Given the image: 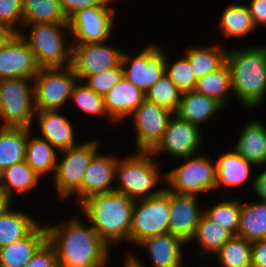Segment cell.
Returning a JSON list of instances; mask_svg holds the SVG:
<instances>
[{
    "label": "cell",
    "mask_w": 266,
    "mask_h": 267,
    "mask_svg": "<svg viewBox=\"0 0 266 267\" xmlns=\"http://www.w3.org/2000/svg\"><path fill=\"white\" fill-rule=\"evenodd\" d=\"M174 112L144 100L127 119L132 120L136 151H152L162 140Z\"/></svg>",
    "instance_id": "13"
},
{
    "label": "cell",
    "mask_w": 266,
    "mask_h": 267,
    "mask_svg": "<svg viewBox=\"0 0 266 267\" xmlns=\"http://www.w3.org/2000/svg\"><path fill=\"white\" fill-rule=\"evenodd\" d=\"M252 242L233 236L214 255L219 267H251Z\"/></svg>",
    "instance_id": "37"
},
{
    "label": "cell",
    "mask_w": 266,
    "mask_h": 267,
    "mask_svg": "<svg viewBox=\"0 0 266 267\" xmlns=\"http://www.w3.org/2000/svg\"><path fill=\"white\" fill-rule=\"evenodd\" d=\"M62 113L56 111H35L34 126L38 128V136L50 142L58 151L78 146L82 141L77 142L76 131L73 121ZM37 124V125H36Z\"/></svg>",
    "instance_id": "20"
},
{
    "label": "cell",
    "mask_w": 266,
    "mask_h": 267,
    "mask_svg": "<svg viewBox=\"0 0 266 267\" xmlns=\"http://www.w3.org/2000/svg\"><path fill=\"white\" fill-rule=\"evenodd\" d=\"M47 241V229L41 223L29 236L0 248V267H24Z\"/></svg>",
    "instance_id": "24"
},
{
    "label": "cell",
    "mask_w": 266,
    "mask_h": 267,
    "mask_svg": "<svg viewBox=\"0 0 266 267\" xmlns=\"http://www.w3.org/2000/svg\"><path fill=\"white\" fill-rule=\"evenodd\" d=\"M224 46L222 42H215L207 46L193 45L184 49L186 53L183 55L188 59L197 80L218 70L226 63L228 47Z\"/></svg>",
    "instance_id": "30"
},
{
    "label": "cell",
    "mask_w": 266,
    "mask_h": 267,
    "mask_svg": "<svg viewBox=\"0 0 266 267\" xmlns=\"http://www.w3.org/2000/svg\"><path fill=\"white\" fill-rule=\"evenodd\" d=\"M124 264L122 267H144L127 250L124 252Z\"/></svg>",
    "instance_id": "49"
},
{
    "label": "cell",
    "mask_w": 266,
    "mask_h": 267,
    "mask_svg": "<svg viewBox=\"0 0 266 267\" xmlns=\"http://www.w3.org/2000/svg\"><path fill=\"white\" fill-rule=\"evenodd\" d=\"M1 127L32 128L35 108L33 78L0 80Z\"/></svg>",
    "instance_id": "9"
},
{
    "label": "cell",
    "mask_w": 266,
    "mask_h": 267,
    "mask_svg": "<svg viewBox=\"0 0 266 267\" xmlns=\"http://www.w3.org/2000/svg\"><path fill=\"white\" fill-rule=\"evenodd\" d=\"M119 155L100 150L92 157L84 174L81 188L74 194L75 205L96 194H106L115 190L116 167Z\"/></svg>",
    "instance_id": "16"
},
{
    "label": "cell",
    "mask_w": 266,
    "mask_h": 267,
    "mask_svg": "<svg viewBox=\"0 0 266 267\" xmlns=\"http://www.w3.org/2000/svg\"><path fill=\"white\" fill-rule=\"evenodd\" d=\"M0 112H1V92H0Z\"/></svg>",
    "instance_id": "51"
},
{
    "label": "cell",
    "mask_w": 266,
    "mask_h": 267,
    "mask_svg": "<svg viewBox=\"0 0 266 267\" xmlns=\"http://www.w3.org/2000/svg\"><path fill=\"white\" fill-rule=\"evenodd\" d=\"M135 200L116 191L88 197L77 207L84 219L111 248L130 244Z\"/></svg>",
    "instance_id": "2"
},
{
    "label": "cell",
    "mask_w": 266,
    "mask_h": 267,
    "mask_svg": "<svg viewBox=\"0 0 266 267\" xmlns=\"http://www.w3.org/2000/svg\"><path fill=\"white\" fill-rule=\"evenodd\" d=\"M71 102L80 113L107 118L108 123L117 124L106 111L104 96L94 92L84 81L78 80L75 84L70 104Z\"/></svg>",
    "instance_id": "36"
},
{
    "label": "cell",
    "mask_w": 266,
    "mask_h": 267,
    "mask_svg": "<svg viewBox=\"0 0 266 267\" xmlns=\"http://www.w3.org/2000/svg\"><path fill=\"white\" fill-rule=\"evenodd\" d=\"M115 8V6L90 7L73 14L68 19L72 44L105 42L111 39L117 28Z\"/></svg>",
    "instance_id": "11"
},
{
    "label": "cell",
    "mask_w": 266,
    "mask_h": 267,
    "mask_svg": "<svg viewBox=\"0 0 266 267\" xmlns=\"http://www.w3.org/2000/svg\"><path fill=\"white\" fill-rule=\"evenodd\" d=\"M155 43H148L133 56L124 51L122 57L124 76L144 93L165 74L167 50Z\"/></svg>",
    "instance_id": "12"
},
{
    "label": "cell",
    "mask_w": 266,
    "mask_h": 267,
    "mask_svg": "<svg viewBox=\"0 0 266 267\" xmlns=\"http://www.w3.org/2000/svg\"><path fill=\"white\" fill-rule=\"evenodd\" d=\"M124 76L122 63L97 74L88 76L84 82L97 94L104 96Z\"/></svg>",
    "instance_id": "41"
},
{
    "label": "cell",
    "mask_w": 266,
    "mask_h": 267,
    "mask_svg": "<svg viewBox=\"0 0 266 267\" xmlns=\"http://www.w3.org/2000/svg\"><path fill=\"white\" fill-rule=\"evenodd\" d=\"M24 267H59L54 247L47 241Z\"/></svg>",
    "instance_id": "43"
},
{
    "label": "cell",
    "mask_w": 266,
    "mask_h": 267,
    "mask_svg": "<svg viewBox=\"0 0 266 267\" xmlns=\"http://www.w3.org/2000/svg\"><path fill=\"white\" fill-rule=\"evenodd\" d=\"M78 82L72 66L41 68L33 78L35 111L63 110Z\"/></svg>",
    "instance_id": "8"
},
{
    "label": "cell",
    "mask_w": 266,
    "mask_h": 267,
    "mask_svg": "<svg viewBox=\"0 0 266 267\" xmlns=\"http://www.w3.org/2000/svg\"><path fill=\"white\" fill-rule=\"evenodd\" d=\"M222 11L218 18L217 28L223 37L243 38L257 29L246 4L233 1Z\"/></svg>",
    "instance_id": "31"
},
{
    "label": "cell",
    "mask_w": 266,
    "mask_h": 267,
    "mask_svg": "<svg viewBox=\"0 0 266 267\" xmlns=\"http://www.w3.org/2000/svg\"><path fill=\"white\" fill-rule=\"evenodd\" d=\"M216 160V190H224L236 188L252 182L250 187H253L252 168H255L251 163L245 160L234 149L226 150L225 153L218 155ZM252 179V181H250ZM247 181V182H246Z\"/></svg>",
    "instance_id": "22"
},
{
    "label": "cell",
    "mask_w": 266,
    "mask_h": 267,
    "mask_svg": "<svg viewBox=\"0 0 266 267\" xmlns=\"http://www.w3.org/2000/svg\"><path fill=\"white\" fill-rule=\"evenodd\" d=\"M194 91L209 97H213L224 106L233 101L231 71L227 63L218 70L208 73L197 80ZM233 96V97H232Z\"/></svg>",
    "instance_id": "34"
},
{
    "label": "cell",
    "mask_w": 266,
    "mask_h": 267,
    "mask_svg": "<svg viewBox=\"0 0 266 267\" xmlns=\"http://www.w3.org/2000/svg\"><path fill=\"white\" fill-rule=\"evenodd\" d=\"M227 108L218 100L195 91L183 92L182 99L176 111V115L192 124L204 127V123L210 119H215L214 116L221 109Z\"/></svg>",
    "instance_id": "25"
},
{
    "label": "cell",
    "mask_w": 266,
    "mask_h": 267,
    "mask_svg": "<svg viewBox=\"0 0 266 267\" xmlns=\"http://www.w3.org/2000/svg\"><path fill=\"white\" fill-rule=\"evenodd\" d=\"M168 55L166 53L165 73L182 92L194 91L197 78L188 59L183 55L173 62Z\"/></svg>",
    "instance_id": "40"
},
{
    "label": "cell",
    "mask_w": 266,
    "mask_h": 267,
    "mask_svg": "<svg viewBox=\"0 0 266 267\" xmlns=\"http://www.w3.org/2000/svg\"><path fill=\"white\" fill-rule=\"evenodd\" d=\"M83 220L85 219L77 214L63 223L45 224L48 242L55 249L59 267L110 266L108 264L111 262L113 249Z\"/></svg>",
    "instance_id": "1"
},
{
    "label": "cell",
    "mask_w": 266,
    "mask_h": 267,
    "mask_svg": "<svg viewBox=\"0 0 266 267\" xmlns=\"http://www.w3.org/2000/svg\"><path fill=\"white\" fill-rule=\"evenodd\" d=\"M22 21L23 0H0V23L9 26L16 33H20Z\"/></svg>",
    "instance_id": "42"
},
{
    "label": "cell",
    "mask_w": 266,
    "mask_h": 267,
    "mask_svg": "<svg viewBox=\"0 0 266 267\" xmlns=\"http://www.w3.org/2000/svg\"><path fill=\"white\" fill-rule=\"evenodd\" d=\"M233 236L230 231L203 214L197 225L194 237L190 240L188 246L190 247V244L196 242L195 244L200 248L199 252H197V258L201 261L203 259L209 260V256H214Z\"/></svg>",
    "instance_id": "29"
},
{
    "label": "cell",
    "mask_w": 266,
    "mask_h": 267,
    "mask_svg": "<svg viewBox=\"0 0 266 267\" xmlns=\"http://www.w3.org/2000/svg\"><path fill=\"white\" fill-rule=\"evenodd\" d=\"M29 128L0 126V172L26 160Z\"/></svg>",
    "instance_id": "32"
},
{
    "label": "cell",
    "mask_w": 266,
    "mask_h": 267,
    "mask_svg": "<svg viewBox=\"0 0 266 267\" xmlns=\"http://www.w3.org/2000/svg\"><path fill=\"white\" fill-rule=\"evenodd\" d=\"M13 202L6 196L4 191L0 188V213L3 212Z\"/></svg>",
    "instance_id": "50"
},
{
    "label": "cell",
    "mask_w": 266,
    "mask_h": 267,
    "mask_svg": "<svg viewBox=\"0 0 266 267\" xmlns=\"http://www.w3.org/2000/svg\"><path fill=\"white\" fill-rule=\"evenodd\" d=\"M238 136L233 149L255 168L264 167L266 165L265 122L255 118L249 119Z\"/></svg>",
    "instance_id": "23"
},
{
    "label": "cell",
    "mask_w": 266,
    "mask_h": 267,
    "mask_svg": "<svg viewBox=\"0 0 266 267\" xmlns=\"http://www.w3.org/2000/svg\"><path fill=\"white\" fill-rule=\"evenodd\" d=\"M35 133L38 131L35 132L29 128L26 162L41 178H44L46 174L53 177L59 151L50 142Z\"/></svg>",
    "instance_id": "28"
},
{
    "label": "cell",
    "mask_w": 266,
    "mask_h": 267,
    "mask_svg": "<svg viewBox=\"0 0 266 267\" xmlns=\"http://www.w3.org/2000/svg\"><path fill=\"white\" fill-rule=\"evenodd\" d=\"M13 205L0 213V248L29 236L41 224V220Z\"/></svg>",
    "instance_id": "26"
},
{
    "label": "cell",
    "mask_w": 266,
    "mask_h": 267,
    "mask_svg": "<svg viewBox=\"0 0 266 267\" xmlns=\"http://www.w3.org/2000/svg\"><path fill=\"white\" fill-rule=\"evenodd\" d=\"M200 196L180 195L170 191L169 232L187 243L194 237L197 225L204 214Z\"/></svg>",
    "instance_id": "19"
},
{
    "label": "cell",
    "mask_w": 266,
    "mask_h": 267,
    "mask_svg": "<svg viewBox=\"0 0 266 267\" xmlns=\"http://www.w3.org/2000/svg\"><path fill=\"white\" fill-rule=\"evenodd\" d=\"M109 42L72 44L71 66L79 81L122 63L124 50L107 44Z\"/></svg>",
    "instance_id": "14"
},
{
    "label": "cell",
    "mask_w": 266,
    "mask_h": 267,
    "mask_svg": "<svg viewBox=\"0 0 266 267\" xmlns=\"http://www.w3.org/2000/svg\"><path fill=\"white\" fill-rule=\"evenodd\" d=\"M263 171H260L253 177V193L257 197V200L266 201V165L260 168Z\"/></svg>",
    "instance_id": "47"
},
{
    "label": "cell",
    "mask_w": 266,
    "mask_h": 267,
    "mask_svg": "<svg viewBox=\"0 0 266 267\" xmlns=\"http://www.w3.org/2000/svg\"><path fill=\"white\" fill-rule=\"evenodd\" d=\"M100 139L89 138L76 147L59 151L51 183L62 202L69 200L81 188L89 162L102 146Z\"/></svg>",
    "instance_id": "7"
},
{
    "label": "cell",
    "mask_w": 266,
    "mask_h": 267,
    "mask_svg": "<svg viewBox=\"0 0 266 267\" xmlns=\"http://www.w3.org/2000/svg\"><path fill=\"white\" fill-rule=\"evenodd\" d=\"M179 160L177 163H182L165 171V187L169 191L204 196L207 191L210 193L216 189L217 170L213 158L202 152Z\"/></svg>",
    "instance_id": "6"
},
{
    "label": "cell",
    "mask_w": 266,
    "mask_h": 267,
    "mask_svg": "<svg viewBox=\"0 0 266 267\" xmlns=\"http://www.w3.org/2000/svg\"><path fill=\"white\" fill-rule=\"evenodd\" d=\"M239 48H228L226 57L232 91L242 107L255 110L266 97V44Z\"/></svg>",
    "instance_id": "3"
},
{
    "label": "cell",
    "mask_w": 266,
    "mask_h": 267,
    "mask_svg": "<svg viewBox=\"0 0 266 267\" xmlns=\"http://www.w3.org/2000/svg\"><path fill=\"white\" fill-rule=\"evenodd\" d=\"M114 1L118 0H60V4L65 16L69 19L79 10L98 6H114L112 5Z\"/></svg>",
    "instance_id": "44"
},
{
    "label": "cell",
    "mask_w": 266,
    "mask_h": 267,
    "mask_svg": "<svg viewBox=\"0 0 266 267\" xmlns=\"http://www.w3.org/2000/svg\"><path fill=\"white\" fill-rule=\"evenodd\" d=\"M132 153L118 159L114 191L133 200L160 194L165 189L166 182L165 172L160 167L161 161H157L158 158L151 151ZM161 182H164L163 187H160Z\"/></svg>",
    "instance_id": "4"
},
{
    "label": "cell",
    "mask_w": 266,
    "mask_h": 267,
    "mask_svg": "<svg viewBox=\"0 0 266 267\" xmlns=\"http://www.w3.org/2000/svg\"><path fill=\"white\" fill-rule=\"evenodd\" d=\"M24 29L19 34L33 51L41 68L71 66L72 40L68 23L22 25Z\"/></svg>",
    "instance_id": "5"
},
{
    "label": "cell",
    "mask_w": 266,
    "mask_h": 267,
    "mask_svg": "<svg viewBox=\"0 0 266 267\" xmlns=\"http://www.w3.org/2000/svg\"><path fill=\"white\" fill-rule=\"evenodd\" d=\"M170 191L135 200L130 243L135 246L155 235L169 232Z\"/></svg>",
    "instance_id": "10"
},
{
    "label": "cell",
    "mask_w": 266,
    "mask_h": 267,
    "mask_svg": "<svg viewBox=\"0 0 266 267\" xmlns=\"http://www.w3.org/2000/svg\"><path fill=\"white\" fill-rule=\"evenodd\" d=\"M40 69L33 51L19 33L0 48V80L34 78Z\"/></svg>",
    "instance_id": "18"
},
{
    "label": "cell",
    "mask_w": 266,
    "mask_h": 267,
    "mask_svg": "<svg viewBox=\"0 0 266 267\" xmlns=\"http://www.w3.org/2000/svg\"><path fill=\"white\" fill-rule=\"evenodd\" d=\"M204 214L237 236L240 224L241 201L238 198L222 199L204 208Z\"/></svg>",
    "instance_id": "38"
},
{
    "label": "cell",
    "mask_w": 266,
    "mask_h": 267,
    "mask_svg": "<svg viewBox=\"0 0 266 267\" xmlns=\"http://www.w3.org/2000/svg\"><path fill=\"white\" fill-rule=\"evenodd\" d=\"M68 23L60 0H23L22 25Z\"/></svg>",
    "instance_id": "35"
},
{
    "label": "cell",
    "mask_w": 266,
    "mask_h": 267,
    "mask_svg": "<svg viewBox=\"0 0 266 267\" xmlns=\"http://www.w3.org/2000/svg\"><path fill=\"white\" fill-rule=\"evenodd\" d=\"M15 34L16 32L9 26L0 23V48L4 46Z\"/></svg>",
    "instance_id": "48"
},
{
    "label": "cell",
    "mask_w": 266,
    "mask_h": 267,
    "mask_svg": "<svg viewBox=\"0 0 266 267\" xmlns=\"http://www.w3.org/2000/svg\"><path fill=\"white\" fill-rule=\"evenodd\" d=\"M144 100L145 93L125 76L104 95L106 111L119 125L126 121Z\"/></svg>",
    "instance_id": "21"
},
{
    "label": "cell",
    "mask_w": 266,
    "mask_h": 267,
    "mask_svg": "<svg viewBox=\"0 0 266 267\" xmlns=\"http://www.w3.org/2000/svg\"><path fill=\"white\" fill-rule=\"evenodd\" d=\"M257 28L266 27V0H251L246 3Z\"/></svg>",
    "instance_id": "45"
},
{
    "label": "cell",
    "mask_w": 266,
    "mask_h": 267,
    "mask_svg": "<svg viewBox=\"0 0 266 267\" xmlns=\"http://www.w3.org/2000/svg\"><path fill=\"white\" fill-rule=\"evenodd\" d=\"M204 132L200 126L179 118L176 114L171 118L162 140L151 151L158 156L168 155L176 160L199 153L203 144ZM202 143V144H201Z\"/></svg>",
    "instance_id": "15"
},
{
    "label": "cell",
    "mask_w": 266,
    "mask_h": 267,
    "mask_svg": "<svg viewBox=\"0 0 266 267\" xmlns=\"http://www.w3.org/2000/svg\"><path fill=\"white\" fill-rule=\"evenodd\" d=\"M187 245L181 237L167 232L143 240L138 247L147 252L148 260L151 262L149 267H184L186 262L183 259ZM129 252L141 265L148 267L134 250Z\"/></svg>",
    "instance_id": "17"
},
{
    "label": "cell",
    "mask_w": 266,
    "mask_h": 267,
    "mask_svg": "<svg viewBox=\"0 0 266 267\" xmlns=\"http://www.w3.org/2000/svg\"><path fill=\"white\" fill-rule=\"evenodd\" d=\"M182 95L183 92L177 88L174 82L165 73L145 93V99L176 113L182 99Z\"/></svg>",
    "instance_id": "39"
},
{
    "label": "cell",
    "mask_w": 266,
    "mask_h": 267,
    "mask_svg": "<svg viewBox=\"0 0 266 267\" xmlns=\"http://www.w3.org/2000/svg\"><path fill=\"white\" fill-rule=\"evenodd\" d=\"M41 179L25 160L0 172V188L13 202L17 194L23 196L27 193L32 194L34 189L36 191V187L40 186Z\"/></svg>",
    "instance_id": "27"
},
{
    "label": "cell",
    "mask_w": 266,
    "mask_h": 267,
    "mask_svg": "<svg viewBox=\"0 0 266 267\" xmlns=\"http://www.w3.org/2000/svg\"><path fill=\"white\" fill-rule=\"evenodd\" d=\"M251 267H266V239L252 242Z\"/></svg>",
    "instance_id": "46"
},
{
    "label": "cell",
    "mask_w": 266,
    "mask_h": 267,
    "mask_svg": "<svg viewBox=\"0 0 266 267\" xmlns=\"http://www.w3.org/2000/svg\"><path fill=\"white\" fill-rule=\"evenodd\" d=\"M238 237L254 242L266 239V201H241Z\"/></svg>",
    "instance_id": "33"
}]
</instances>
